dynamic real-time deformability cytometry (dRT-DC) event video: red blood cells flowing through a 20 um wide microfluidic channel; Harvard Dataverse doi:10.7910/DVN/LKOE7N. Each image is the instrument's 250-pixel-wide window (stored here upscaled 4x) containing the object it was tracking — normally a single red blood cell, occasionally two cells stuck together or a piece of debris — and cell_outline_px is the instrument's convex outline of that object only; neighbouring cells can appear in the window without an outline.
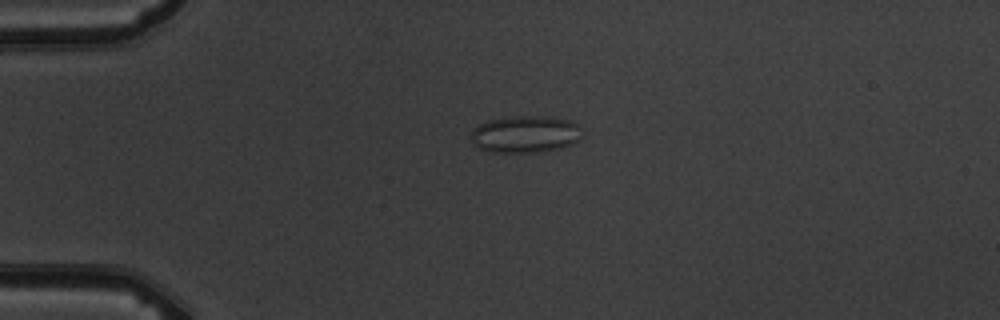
{"species": "common noctule bat (a hibernating species)", "species_latin": "Nyctalus noctula", "temperature_condition": "warm", "stored_images_in_passage": 5, "camera_frame_rate_fps": 3000, "um_per_image_px": 0.085, "animal": {"sex": "male", "body_mass_g": 19.5, "forearm_length_mm": 54.6}, "frame": {"image": 1, "passage_image": 4, "time_ms": 3.667, "image_size_px": [1000, 320], "cell_outline_px": [[580, 140], [572, 144], [560, 148], [540, 152], [488, 152], [476, 148], [472, 140], [472, 128], [488, 120], [512, 116], [548, 116], [572, 120], [580, 128]], "centroid_in_image_um": [44.64, 11.41], "position_along_channel_um": 40.4, "area_um2": 24.22}}